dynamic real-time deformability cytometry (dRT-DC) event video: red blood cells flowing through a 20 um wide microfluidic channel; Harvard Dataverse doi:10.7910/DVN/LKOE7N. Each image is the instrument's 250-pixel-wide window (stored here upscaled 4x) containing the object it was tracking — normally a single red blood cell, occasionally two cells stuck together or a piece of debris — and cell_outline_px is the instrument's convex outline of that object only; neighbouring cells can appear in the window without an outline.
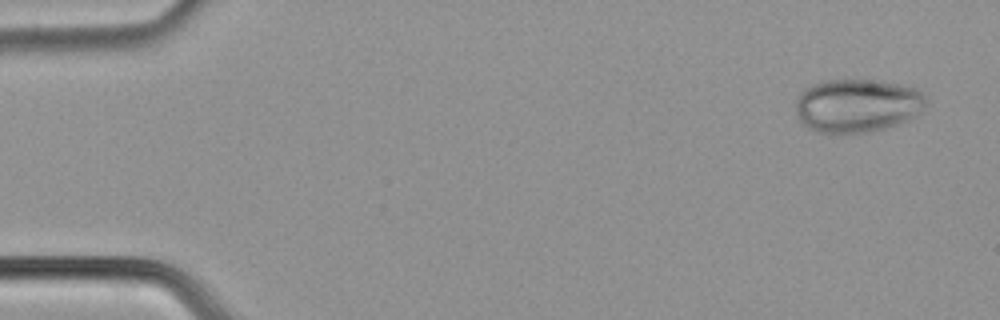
{"species": "common noctule bat (a hibernating species)", "species_latin": "Nyctalus noctula", "temperature_condition": "cold", "stored_images_in_passage": 52, "camera_frame_rate_fps": 3000, "um_per_image_px": 0.085, "animal": {"sex": "male", "body_mass_g": 21.5, "forearm_length_mm": 52.0}, "frame": {"image": 1, "passage_image": 1, "time_ms": 0.0, "image_size_px": [1000, 320], "cell_outline_px": [[928, 100], [924, 108], [916, 116], [896, 124], [872, 132], [816, 132], [808, 128], [800, 120], [796, 112], [796, 100], [804, 88], [812, 84], [824, 80], [880, 80], [916, 88]], "centroid_in_image_um": [72.87, 8.96], "position_along_channel_um": 12.1, "area_um2": 40.58}}
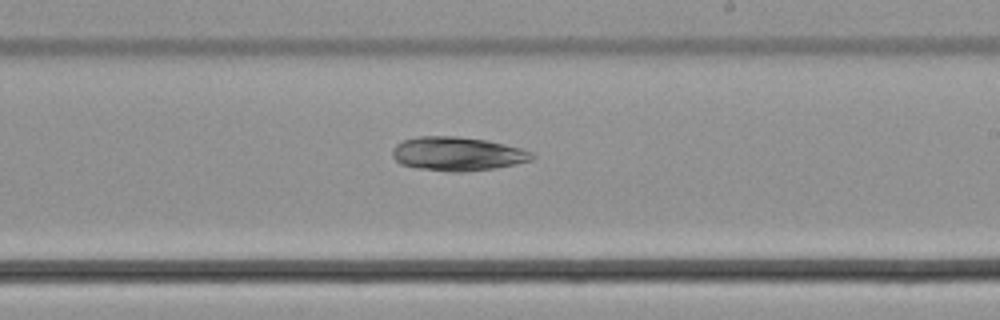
{"frame": {"image": 2, "passage_image": 30, "time_ms": 9.667, "image_size_px": [1000, 320], "cell_outline_px": [[536, 156], [532, 160], [516, 164], [496, 168], [464, 172], [452, 172], [416, 168], [400, 164], [392, 156], [392, 152], [396, 144], [404, 140], [416, 136], [456, 136], [488, 140], [520, 148], [532, 152]], "centroid_in_image_um": [38.89, 13.08], "position_along_channel_um": 250.1, "area_um2": 27.74}}
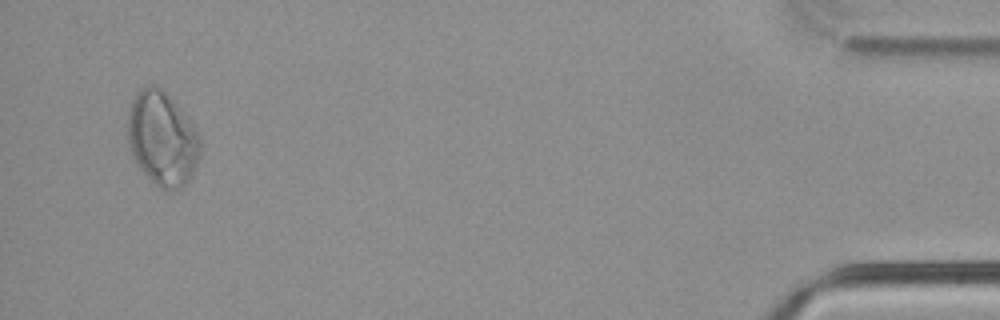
{"frame": {"image": 3, "passage_image": 50, "time_ms": 16.333, "image_size_px": [1000, 320], "cell_outline_px": [[200, 152], [192, 172], [188, 180], [180, 188], [168, 192], [152, 184], [148, 180], [136, 164], [128, 148], [128, 112], [132, 100], [136, 92], [140, 88], [148, 84], [152, 84], [160, 88], [188, 116], [200, 136]], "centroid_in_image_um": [13.76, 11.8], "position_along_channel_um": 421.4, "area_um2": 40.11}}